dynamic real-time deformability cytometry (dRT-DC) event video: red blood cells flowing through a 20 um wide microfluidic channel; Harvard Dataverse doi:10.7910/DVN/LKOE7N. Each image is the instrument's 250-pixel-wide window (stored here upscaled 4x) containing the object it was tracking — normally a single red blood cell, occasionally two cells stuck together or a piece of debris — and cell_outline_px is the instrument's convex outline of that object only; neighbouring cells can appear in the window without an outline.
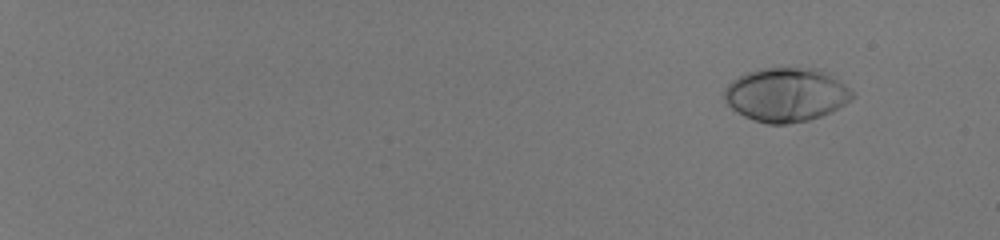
{"species": "human", "species_latin": "Homo sapiens", "temperature_condition": "room temperature", "stored_images_in_passage": 50, "camera_frame_rate_fps": 3000, "um_per_image_px": 0.085, "donor": {"sex": "male"}, "frame": {"image": 1, "passage_image": 1, "time_ms": 0.0, "image_size_px": [1000, 240], "cell_outline_px": [[856, 96], [852, 100], [820, 116], [808, 120], [788, 124], [768, 124], [752, 120], [736, 112], [724, 100], [724, 88], [732, 80], [748, 72], [760, 68], [816, 68], [828, 72], [844, 84]], "centroid_in_image_um": [66.81, 8.05], "position_along_channel_um": 18.2, "area_um2": 40.17}}
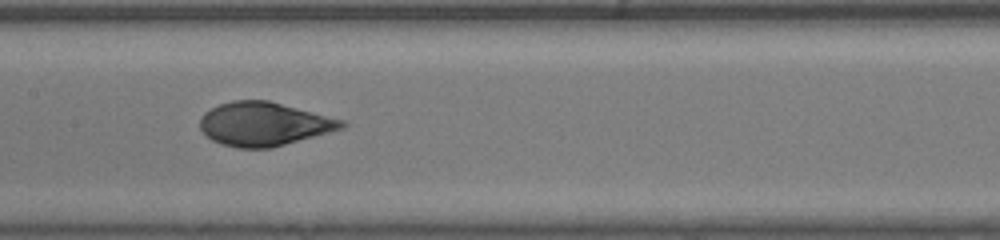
{"frame": {"image": 2, "passage_image": 29, "time_ms": 9.333, "image_size_px": [1000, 240], "cell_outline_px": [[348, 124], [344, 128], [272, 148], [236, 148], [220, 144], [212, 140], [200, 128], [200, 116], [204, 112], [220, 104], [232, 100], [268, 100], [344, 120]], "centroid_in_image_um": [22.43, 10.54], "position_along_channel_um": 185.0, "area_um2": 36.07}}
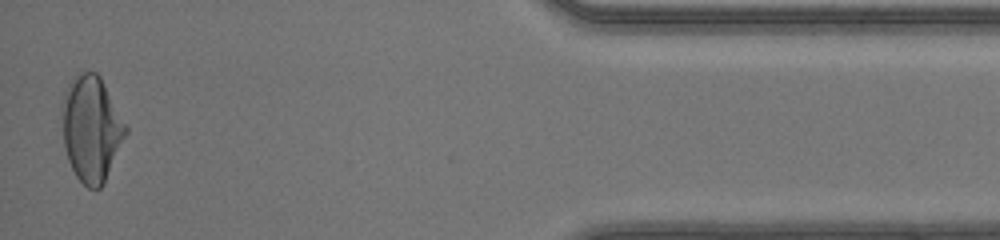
{"frame": {"image": 3, "passage_image": 50, "time_ms": 16.333, "image_size_px": [1000, 240], "cell_outline_px": [[128, 132], [104, 184], [100, 188], [88, 188], [76, 176], [68, 160], [64, 148], [60, 112], [60, 104], [64, 92], [68, 84], [76, 72], [96, 72], [100, 76], [128, 124]], "centroid_in_image_um": [7.76, 10.9], "position_along_channel_um": 427.4, "area_um2": 40.11}, "authors_computed_cell_mechanics": {"area_um2": 36.703, "velocity_mm_per_s": 4.1576, "shape_relaxation_time_tau1_ms": 3.9787, "shape_relaxation_time_tau2_ms": null, "deformation_change_tau1": 0.198, "deformation_change_tau2": null}}